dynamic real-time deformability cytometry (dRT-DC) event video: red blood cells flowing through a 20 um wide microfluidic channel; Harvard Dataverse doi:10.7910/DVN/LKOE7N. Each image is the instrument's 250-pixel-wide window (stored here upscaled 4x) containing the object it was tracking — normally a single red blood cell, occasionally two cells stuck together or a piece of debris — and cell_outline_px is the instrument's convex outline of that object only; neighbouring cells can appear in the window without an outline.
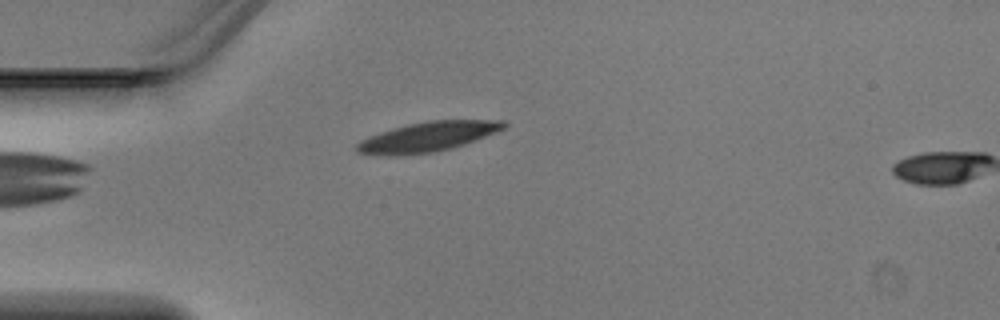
{"species": "Egyptian fruit bat (a non-hibernating species)", "species_latin": "Rousettus aegyptiacus", "temperature_condition": "warm", "stored_images_in_passage": 4, "camera_frame_rate_fps": 3000, "um_per_image_px": 0.085, "animal": {"sex": "male"}, "frame": {"image": 1, "passage_image": 4, "time_ms": 1.0, "image_size_px": [1000, 320], "cell_outline_px": [[508, 124], [504, 128], [496, 132], [464, 144], [452, 148], [432, 152], [392, 156], [388, 156], [356, 152], [356, 144], [360, 140], [368, 136], [392, 128], [408, 124], [428, 120], [504, 120]], "centroid_in_image_um": [36.33, 11.62], "position_along_channel_um": 48.7, "area_um2": 25.43}}